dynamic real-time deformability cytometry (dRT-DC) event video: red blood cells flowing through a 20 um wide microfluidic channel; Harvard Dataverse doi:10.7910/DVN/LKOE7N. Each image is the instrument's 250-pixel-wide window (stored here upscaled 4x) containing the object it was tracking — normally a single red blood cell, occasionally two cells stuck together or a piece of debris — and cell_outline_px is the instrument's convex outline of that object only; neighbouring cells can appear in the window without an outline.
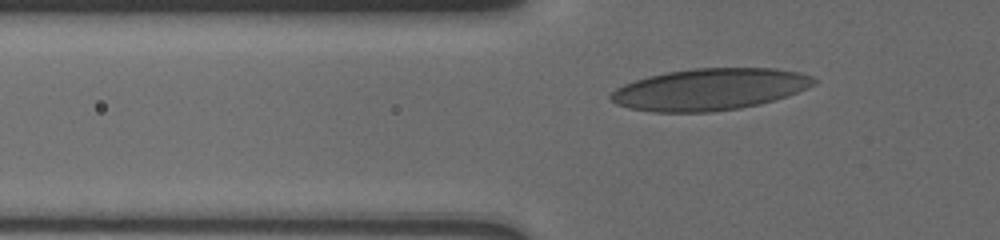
{"species": "human", "species_latin": "Homo sapiens", "temperature_condition": "cold", "stored_images_in_passage": 36, "camera_frame_rate_fps": 3000, "um_per_image_px": 0.085, "donor": {"sex": "male"}, "frame": {"image": 1, "passage_image": 4, "time_ms": 1.0, "image_size_px": [1000, 240], "cell_outline_px": [[816, 84], [808, 88], [772, 100], [740, 108], [712, 112], [652, 112], [628, 108], [616, 104], [608, 96], [616, 88], [624, 84], [648, 76], [668, 72], [692, 68], [776, 68], [800, 72], [812, 76], [816, 80]], "centroid_in_image_um": [60.3, 7.59], "position_along_channel_um": 65.5, "area_um2": 49.25}}
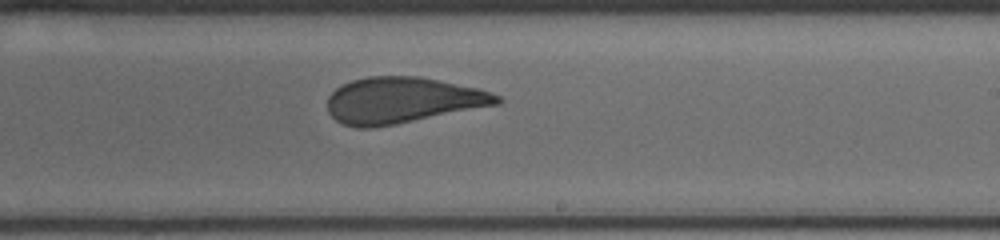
{"frame": {"image": 2, "passage_image": 20, "time_ms": 6.333, "image_size_px": [1000, 240], "cell_outline_px": [[504, 100], [500, 104], [396, 124], [372, 128], [356, 128], [344, 124], [336, 120], [328, 112], [328, 96], [336, 88], [352, 80], [368, 76], [420, 76], [476, 88], [492, 92], [500, 96]], "centroid_in_image_um": [34.21, 8.52], "position_along_channel_um": 254.8, "area_um2": 45.49}}
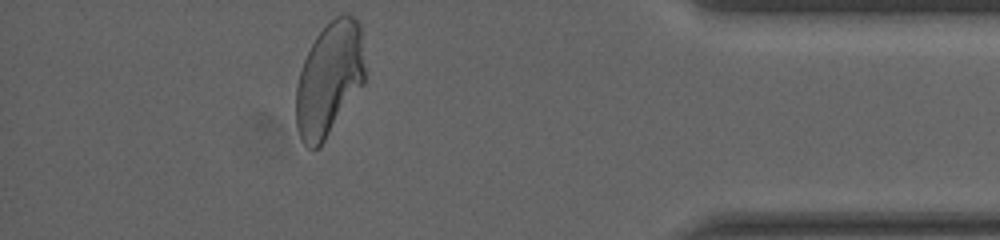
{"frame": {"image": 3, "passage_image": 35, "time_ms": 11.333, "image_size_px": [1000, 240], "cell_outline_px": [[364, 84], [320, 148], [312, 152], [300, 140], [296, 128], [296, 88], [300, 72], [304, 60], [316, 36], [340, 12], [348, 12], [360, 24], [364, 68]], "centroid_in_image_um": [27.97, 6.78], "position_along_channel_um": 407.2, "area_um2": 45.95}, "authors_computed_cell_mechanics": {"area_um2": 46.0666, "velocity_mm_per_s": 3.6936, "shape_relaxation_time_tau1_ms": 6.9761, "shape_relaxation_time_tau2_ms": 0.9255, "deformation_change_tau1": 0.1751, "deformation_change_tau2": 0.0582}}